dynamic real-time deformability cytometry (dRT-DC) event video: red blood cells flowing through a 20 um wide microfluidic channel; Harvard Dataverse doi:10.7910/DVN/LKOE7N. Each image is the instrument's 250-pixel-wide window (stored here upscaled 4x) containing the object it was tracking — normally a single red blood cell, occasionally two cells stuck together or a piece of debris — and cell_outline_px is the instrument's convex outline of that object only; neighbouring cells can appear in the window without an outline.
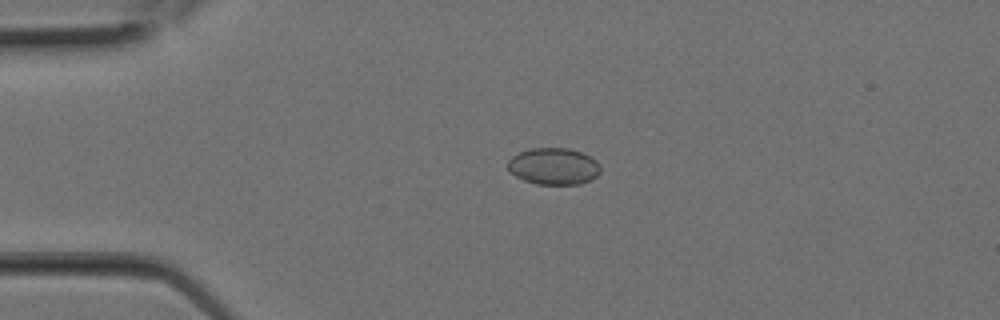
{"species": "Egyptian fruit bat (a non-hibernating species)", "species_latin": "Rousettus aegyptiacus", "temperature_condition": "room temperature", "stored_images_in_passage": 24, "camera_frame_rate_fps": 3000, "um_per_image_px": 0.085, "animal": {"sex": "female"}, "frame": {"image": 1, "passage_image": 5, "time_ms": 1.333, "image_size_px": [1000, 320], "cell_outline_px": [[600, 172], [592, 180], [580, 184], [536, 184], [524, 180], [508, 172], [508, 160], [512, 156], [528, 148], [568, 148], [592, 156], [600, 164]], "centroid_in_image_um": [47.07, 14.13], "position_along_channel_um": 37.9, "area_um2": 20.06}}
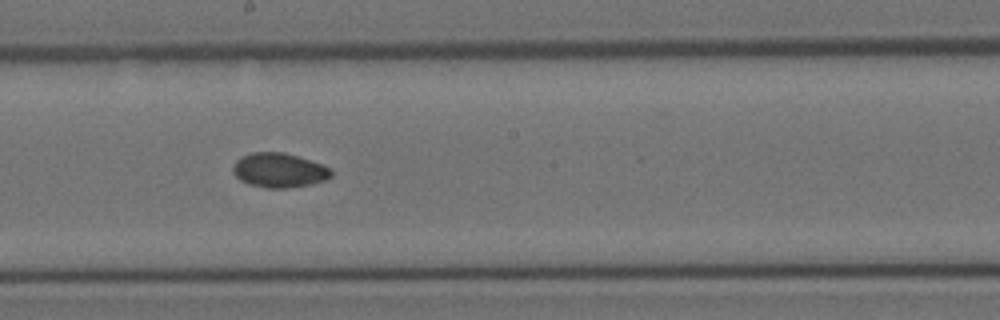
{"frame": {"image": 2, "passage_image": 13, "time_ms": 4.0, "image_size_px": [1000, 320], "cell_outline_px": [[332, 176], [324, 180], [312, 184], [284, 188], [264, 188], [248, 184], [240, 180], [232, 172], [232, 168], [236, 160], [240, 156], [252, 152], [284, 152], [332, 168]], "centroid_in_image_um": [23.69, 14.47], "position_along_channel_um": 224.5, "area_um2": 19.77}}
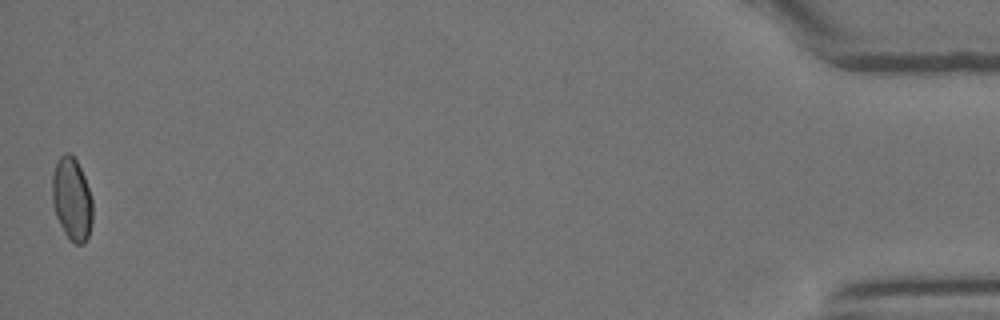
{"frame": {"image": 3, "passage_image": 24, "time_ms": 7.667, "image_size_px": [1000, 320], "cell_outline_px": [[92, 220], [88, 236], [84, 244], [76, 244], [64, 232], [56, 216], [52, 204], [52, 172], [60, 156], [64, 152], [68, 152], [76, 160], [84, 176], [92, 200]], "centroid_in_image_um": [6.09, 16.91], "position_along_channel_um": 429.1, "area_um2": 19.36}}